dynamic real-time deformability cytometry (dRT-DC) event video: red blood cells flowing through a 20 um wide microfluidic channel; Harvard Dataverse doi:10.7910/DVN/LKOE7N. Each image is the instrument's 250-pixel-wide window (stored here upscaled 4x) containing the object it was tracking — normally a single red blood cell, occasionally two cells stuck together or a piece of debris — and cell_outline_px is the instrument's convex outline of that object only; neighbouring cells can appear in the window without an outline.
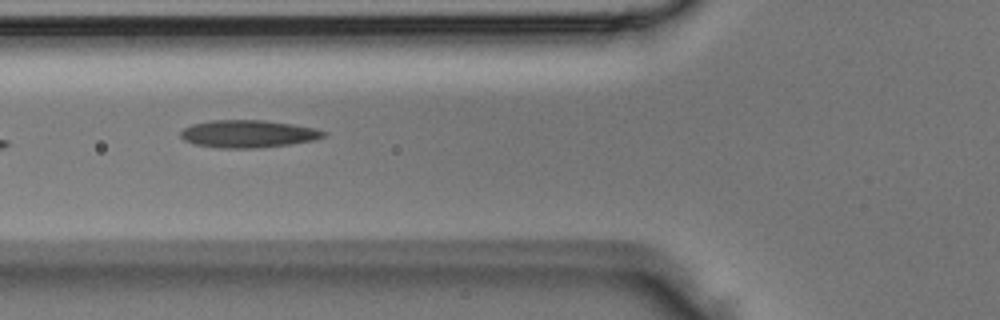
{"species": "Egyptian fruit bat (a non-hibernating species)", "species_latin": "Rousettus aegyptiacus", "temperature_condition": "room temperature", "stored_images_in_passage": 4, "camera_frame_rate_fps": 3000, "um_per_image_px": 0.085, "animal": {"sex": "male"}, "frame": {"image": 1, "passage_image": 4, "time_ms": 1.0, "image_size_px": [1000, 320], "cell_outline_px": [[328, 132], [324, 136], [316, 140], [292, 144], [260, 148], [216, 148], [192, 144], [184, 140], [180, 136], [180, 132], [184, 128], [192, 124], [212, 120], [264, 120], [292, 124], [312, 128]], "centroid_in_image_um": [21.07, 11.39], "position_along_channel_um": 104.7, "area_um2": 23.12}}